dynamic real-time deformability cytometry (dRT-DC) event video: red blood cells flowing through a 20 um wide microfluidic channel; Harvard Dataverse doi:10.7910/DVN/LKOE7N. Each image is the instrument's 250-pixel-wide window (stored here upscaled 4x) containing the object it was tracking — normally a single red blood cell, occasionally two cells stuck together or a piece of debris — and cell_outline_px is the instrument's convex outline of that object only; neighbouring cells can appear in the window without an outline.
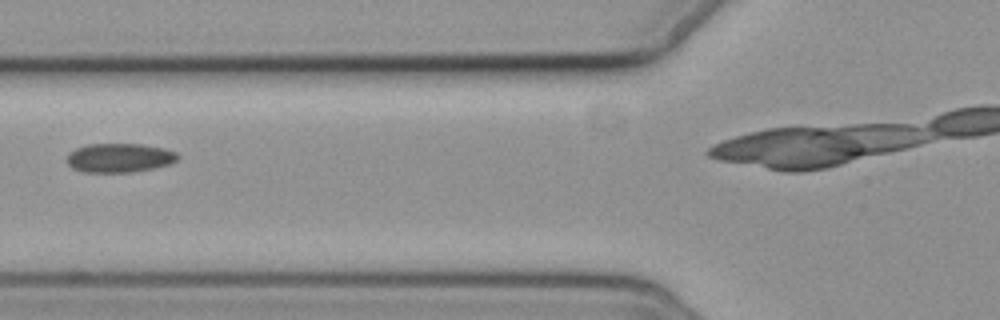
{"species": "common noctule bat (a hibernating species)", "species_latin": "Nyctalus noctula", "temperature_condition": "cold", "stored_images_in_passage": 6, "camera_frame_rate_fps": 3000, "um_per_image_px": 0.085, "animal": {"sex": "female", "body_mass_g": 19.3, "forearm_length_mm": 54.1}, "frame": {"image": 1, "passage_image": 3, "time_ms": 2.333, "image_size_px": [1000, 320], "cell_outline_px": [[180, 156], [176, 160], [168, 164], [152, 168], [132, 172], [84, 172], [72, 168], [68, 164], [68, 152], [76, 148], [88, 144], [140, 144], [164, 148], [176, 152]], "centroid_in_image_um": [10.13, 13.41], "position_along_channel_um": 115.7, "area_um2": 18.67}}
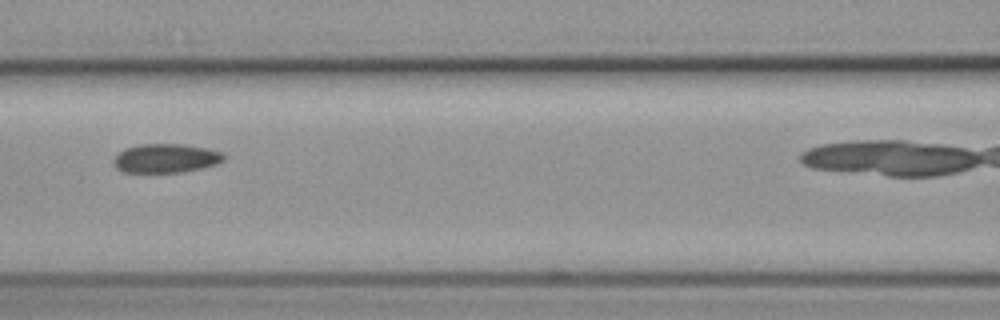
{"frame": {"image": 2, "passage_image": 4, "time_ms": 3.333, "image_size_px": [1000, 320], "cell_outline_px": [[224, 160], [216, 164], [204, 168], [184, 172], [124, 172], [116, 168], [112, 164], [112, 160], [124, 148], [140, 144], [184, 144], [208, 148], [220, 152], [224, 156]], "centroid_in_image_um": [14.08, 13.45], "position_along_channel_um": 152.5, "area_um2": 18.73}}